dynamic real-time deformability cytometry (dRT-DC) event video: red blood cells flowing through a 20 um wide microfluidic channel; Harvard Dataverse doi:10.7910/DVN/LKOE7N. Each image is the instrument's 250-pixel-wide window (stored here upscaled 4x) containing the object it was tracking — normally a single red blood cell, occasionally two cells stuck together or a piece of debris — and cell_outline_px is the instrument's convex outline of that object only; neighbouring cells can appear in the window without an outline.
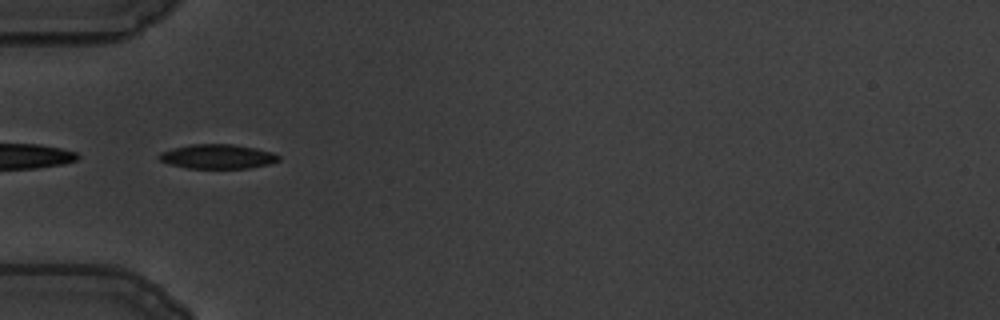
{"species": "common noctule bat (a hibernating species)", "species_latin": "Nyctalus noctula", "temperature_condition": "warm", "stored_images_in_passage": 37, "camera_frame_rate_fps": 3000, "um_per_image_px": 0.085, "animal": {"sex": "male", "body_mass_g": 19.5, "forearm_length_mm": 54.6}, "frame": {"image": 1, "passage_image": 1, "time_ms": 0.0, "image_size_px": [1000, 320], "cell_outline_px": [[280, 160], [268, 164], [248, 168], [188, 168], [172, 164], [160, 160], [156, 156], [160, 152], [172, 148], [192, 144], [232, 144], [256, 148], [272, 152], [280, 156]], "centroid_in_image_um": [18.49, 13.29], "position_along_channel_um": 66.5, "area_um2": 16.94}}
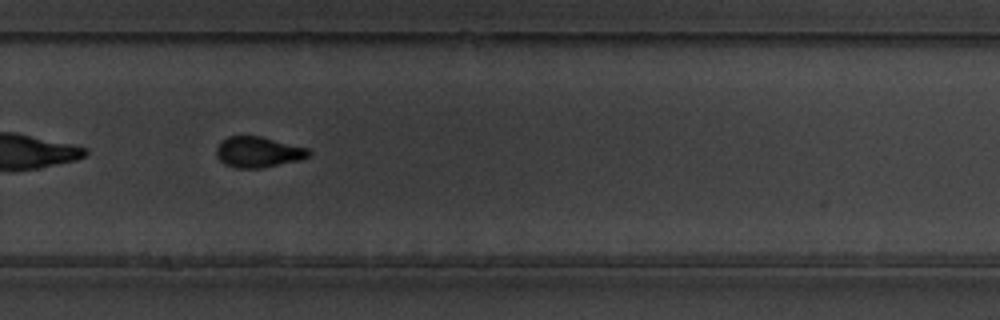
{"frame": {"image": 2, "passage_image": 22, "time_ms": 7.0, "image_size_px": [1000, 320], "cell_outline_px": [[312, 152], [308, 156], [300, 160], [260, 168], [236, 168], [224, 164], [216, 156], [216, 148], [220, 140], [228, 136], [260, 136], [308, 148]], "centroid_in_image_um": [21.91, 12.92], "position_along_channel_um": 307.9, "area_um2": 16.59}, "authors_computed_cell_mechanics": {"area_um2": 16.9932, "velocity_mm_per_s": 3.4689, "shape_relaxation_time_tau1_ms": 3.5848, "shape_relaxation_time_tau2_ms": 1.6066, "deformation_change_tau1": 0.1474, "deformation_change_tau2": 0.073}}